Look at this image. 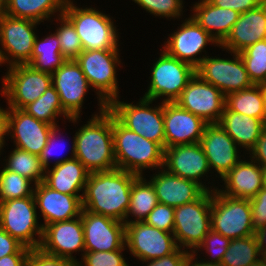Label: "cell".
<instances>
[{
	"label": "cell",
	"instance_id": "cell-1",
	"mask_svg": "<svg viewBox=\"0 0 266 266\" xmlns=\"http://www.w3.org/2000/svg\"><path fill=\"white\" fill-rule=\"evenodd\" d=\"M138 177L119 168L89 173L82 198L83 209L126 223L131 187Z\"/></svg>",
	"mask_w": 266,
	"mask_h": 266
},
{
	"label": "cell",
	"instance_id": "cell-2",
	"mask_svg": "<svg viewBox=\"0 0 266 266\" xmlns=\"http://www.w3.org/2000/svg\"><path fill=\"white\" fill-rule=\"evenodd\" d=\"M75 158L89 173L117 168L113 145L112 113L92 116L75 134Z\"/></svg>",
	"mask_w": 266,
	"mask_h": 266
},
{
	"label": "cell",
	"instance_id": "cell-3",
	"mask_svg": "<svg viewBox=\"0 0 266 266\" xmlns=\"http://www.w3.org/2000/svg\"><path fill=\"white\" fill-rule=\"evenodd\" d=\"M117 168L142 176L143 169L163 168L164 148L123 126L112 114Z\"/></svg>",
	"mask_w": 266,
	"mask_h": 266
},
{
	"label": "cell",
	"instance_id": "cell-4",
	"mask_svg": "<svg viewBox=\"0 0 266 266\" xmlns=\"http://www.w3.org/2000/svg\"><path fill=\"white\" fill-rule=\"evenodd\" d=\"M118 52L119 49L84 50L75 59L90 86L96 89L100 113L119 98L116 67L121 62Z\"/></svg>",
	"mask_w": 266,
	"mask_h": 266
},
{
	"label": "cell",
	"instance_id": "cell-5",
	"mask_svg": "<svg viewBox=\"0 0 266 266\" xmlns=\"http://www.w3.org/2000/svg\"><path fill=\"white\" fill-rule=\"evenodd\" d=\"M63 14L72 22L84 50L118 49V35L112 19L95 8H79L67 0Z\"/></svg>",
	"mask_w": 266,
	"mask_h": 266
},
{
	"label": "cell",
	"instance_id": "cell-6",
	"mask_svg": "<svg viewBox=\"0 0 266 266\" xmlns=\"http://www.w3.org/2000/svg\"><path fill=\"white\" fill-rule=\"evenodd\" d=\"M153 100L142 97L138 104L113 100L107 109L127 129L160 144L165 149L163 102L150 107Z\"/></svg>",
	"mask_w": 266,
	"mask_h": 266
},
{
	"label": "cell",
	"instance_id": "cell-7",
	"mask_svg": "<svg viewBox=\"0 0 266 266\" xmlns=\"http://www.w3.org/2000/svg\"><path fill=\"white\" fill-rule=\"evenodd\" d=\"M211 229L230 239L255 235L250 200L211 191Z\"/></svg>",
	"mask_w": 266,
	"mask_h": 266
},
{
	"label": "cell",
	"instance_id": "cell-8",
	"mask_svg": "<svg viewBox=\"0 0 266 266\" xmlns=\"http://www.w3.org/2000/svg\"><path fill=\"white\" fill-rule=\"evenodd\" d=\"M210 230L211 191H205L193 202L174 207L173 235L179 248L188 247L193 253Z\"/></svg>",
	"mask_w": 266,
	"mask_h": 266
},
{
	"label": "cell",
	"instance_id": "cell-9",
	"mask_svg": "<svg viewBox=\"0 0 266 266\" xmlns=\"http://www.w3.org/2000/svg\"><path fill=\"white\" fill-rule=\"evenodd\" d=\"M162 51L153 64L150 85L143 97L155 101L166 96L162 102L173 103L195 75L196 69L189 63L170 56L164 49Z\"/></svg>",
	"mask_w": 266,
	"mask_h": 266
},
{
	"label": "cell",
	"instance_id": "cell-10",
	"mask_svg": "<svg viewBox=\"0 0 266 266\" xmlns=\"http://www.w3.org/2000/svg\"><path fill=\"white\" fill-rule=\"evenodd\" d=\"M36 208L34 195L0 202V227L30 249L39 248L43 236Z\"/></svg>",
	"mask_w": 266,
	"mask_h": 266
},
{
	"label": "cell",
	"instance_id": "cell-11",
	"mask_svg": "<svg viewBox=\"0 0 266 266\" xmlns=\"http://www.w3.org/2000/svg\"><path fill=\"white\" fill-rule=\"evenodd\" d=\"M3 77L1 93L8 100V108L23 109L52 86L50 73L36 70L29 64L10 66Z\"/></svg>",
	"mask_w": 266,
	"mask_h": 266
},
{
	"label": "cell",
	"instance_id": "cell-12",
	"mask_svg": "<svg viewBox=\"0 0 266 266\" xmlns=\"http://www.w3.org/2000/svg\"><path fill=\"white\" fill-rule=\"evenodd\" d=\"M125 246L143 263L168 256L179 248L173 233L159 230L144 221L125 223Z\"/></svg>",
	"mask_w": 266,
	"mask_h": 266
},
{
	"label": "cell",
	"instance_id": "cell-13",
	"mask_svg": "<svg viewBox=\"0 0 266 266\" xmlns=\"http://www.w3.org/2000/svg\"><path fill=\"white\" fill-rule=\"evenodd\" d=\"M226 96L197 73L189 80L175 103L207 124L218 123L225 109Z\"/></svg>",
	"mask_w": 266,
	"mask_h": 266
},
{
	"label": "cell",
	"instance_id": "cell-14",
	"mask_svg": "<svg viewBox=\"0 0 266 266\" xmlns=\"http://www.w3.org/2000/svg\"><path fill=\"white\" fill-rule=\"evenodd\" d=\"M230 53L234 54L233 60L206 56L196 68L197 75L214 85L225 96L254 85L239 53Z\"/></svg>",
	"mask_w": 266,
	"mask_h": 266
},
{
	"label": "cell",
	"instance_id": "cell-15",
	"mask_svg": "<svg viewBox=\"0 0 266 266\" xmlns=\"http://www.w3.org/2000/svg\"><path fill=\"white\" fill-rule=\"evenodd\" d=\"M39 22L31 19L16 18L2 13L0 17V44L9 67L28 64L31 61ZM11 58L13 59H10Z\"/></svg>",
	"mask_w": 266,
	"mask_h": 266
},
{
	"label": "cell",
	"instance_id": "cell-16",
	"mask_svg": "<svg viewBox=\"0 0 266 266\" xmlns=\"http://www.w3.org/2000/svg\"><path fill=\"white\" fill-rule=\"evenodd\" d=\"M85 252L126 249L125 223L82 209Z\"/></svg>",
	"mask_w": 266,
	"mask_h": 266
},
{
	"label": "cell",
	"instance_id": "cell-17",
	"mask_svg": "<svg viewBox=\"0 0 266 266\" xmlns=\"http://www.w3.org/2000/svg\"><path fill=\"white\" fill-rule=\"evenodd\" d=\"M51 76L63 109L75 123L80 118L84 96L90 86L86 76L76 60H66Z\"/></svg>",
	"mask_w": 266,
	"mask_h": 266
},
{
	"label": "cell",
	"instance_id": "cell-18",
	"mask_svg": "<svg viewBox=\"0 0 266 266\" xmlns=\"http://www.w3.org/2000/svg\"><path fill=\"white\" fill-rule=\"evenodd\" d=\"M178 31L171 34L164 43V50L172 57L187 62L195 69L201 64L206 55L197 58L207 43L209 42L219 46L217 41L205 31L191 16L186 18L180 25Z\"/></svg>",
	"mask_w": 266,
	"mask_h": 266
},
{
	"label": "cell",
	"instance_id": "cell-19",
	"mask_svg": "<svg viewBox=\"0 0 266 266\" xmlns=\"http://www.w3.org/2000/svg\"><path fill=\"white\" fill-rule=\"evenodd\" d=\"M7 135L13 138L16 148L40 155L54 126L37 120L22 109L7 108Z\"/></svg>",
	"mask_w": 266,
	"mask_h": 266
},
{
	"label": "cell",
	"instance_id": "cell-20",
	"mask_svg": "<svg viewBox=\"0 0 266 266\" xmlns=\"http://www.w3.org/2000/svg\"><path fill=\"white\" fill-rule=\"evenodd\" d=\"M163 166L167 172L173 175L197 182L206 191L215 190V187L212 190L206 187L199 179L211 171L200 142L165 148Z\"/></svg>",
	"mask_w": 266,
	"mask_h": 266
},
{
	"label": "cell",
	"instance_id": "cell-21",
	"mask_svg": "<svg viewBox=\"0 0 266 266\" xmlns=\"http://www.w3.org/2000/svg\"><path fill=\"white\" fill-rule=\"evenodd\" d=\"M44 252L78 261L74 252H85L84 229L81 216L76 219L48 224L43 228L40 247Z\"/></svg>",
	"mask_w": 266,
	"mask_h": 266
},
{
	"label": "cell",
	"instance_id": "cell-22",
	"mask_svg": "<svg viewBox=\"0 0 266 266\" xmlns=\"http://www.w3.org/2000/svg\"><path fill=\"white\" fill-rule=\"evenodd\" d=\"M165 148L201 141L207 123L175 102L163 103Z\"/></svg>",
	"mask_w": 266,
	"mask_h": 266
},
{
	"label": "cell",
	"instance_id": "cell-23",
	"mask_svg": "<svg viewBox=\"0 0 266 266\" xmlns=\"http://www.w3.org/2000/svg\"><path fill=\"white\" fill-rule=\"evenodd\" d=\"M34 198L36 207L41 210L43 228L48 224L70 220L81 216L82 198L81 195H69L53 190L44 182H40L34 187Z\"/></svg>",
	"mask_w": 266,
	"mask_h": 266
},
{
	"label": "cell",
	"instance_id": "cell-24",
	"mask_svg": "<svg viewBox=\"0 0 266 266\" xmlns=\"http://www.w3.org/2000/svg\"><path fill=\"white\" fill-rule=\"evenodd\" d=\"M200 144L210 169L214 168L222 179L239 161L237 144L218 124H207Z\"/></svg>",
	"mask_w": 266,
	"mask_h": 266
},
{
	"label": "cell",
	"instance_id": "cell-25",
	"mask_svg": "<svg viewBox=\"0 0 266 266\" xmlns=\"http://www.w3.org/2000/svg\"><path fill=\"white\" fill-rule=\"evenodd\" d=\"M266 1L259 7L241 13L226 39L219 45L230 52L239 53L246 47L265 39Z\"/></svg>",
	"mask_w": 266,
	"mask_h": 266
},
{
	"label": "cell",
	"instance_id": "cell-26",
	"mask_svg": "<svg viewBox=\"0 0 266 266\" xmlns=\"http://www.w3.org/2000/svg\"><path fill=\"white\" fill-rule=\"evenodd\" d=\"M72 155L55 161L53 168L45 169L44 183L53 190L69 195L84 193L89 172L75 158V138L72 142ZM79 192V193H78Z\"/></svg>",
	"mask_w": 266,
	"mask_h": 266
},
{
	"label": "cell",
	"instance_id": "cell-27",
	"mask_svg": "<svg viewBox=\"0 0 266 266\" xmlns=\"http://www.w3.org/2000/svg\"><path fill=\"white\" fill-rule=\"evenodd\" d=\"M158 203L177 207L197 200L206 190L197 182L173 175L165 169L150 178Z\"/></svg>",
	"mask_w": 266,
	"mask_h": 266
},
{
	"label": "cell",
	"instance_id": "cell-28",
	"mask_svg": "<svg viewBox=\"0 0 266 266\" xmlns=\"http://www.w3.org/2000/svg\"><path fill=\"white\" fill-rule=\"evenodd\" d=\"M240 160L223 178L225 190L218 191L232 198L251 199L263 188L262 166Z\"/></svg>",
	"mask_w": 266,
	"mask_h": 266
},
{
	"label": "cell",
	"instance_id": "cell-29",
	"mask_svg": "<svg viewBox=\"0 0 266 266\" xmlns=\"http://www.w3.org/2000/svg\"><path fill=\"white\" fill-rule=\"evenodd\" d=\"M193 11L195 12L191 17L207 31L219 45L226 39L240 16L238 11L215 6L208 0H200V2L194 4Z\"/></svg>",
	"mask_w": 266,
	"mask_h": 266
},
{
	"label": "cell",
	"instance_id": "cell-30",
	"mask_svg": "<svg viewBox=\"0 0 266 266\" xmlns=\"http://www.w3.org/2000/svg\"><path fill=\"white\" fill-rule=\"evenodd\" d=\"M218 124L240 147L250 151L265 129L263 121L230 111L226 106Z\"/></svg>",
	"mask_w": 266,
	"mask_h": 266
},
{
	"label": "cell",
	"instance_id": "cell-31",
	"mask_svg": "<svg viewBox=\"0 0 266 266\" xmlns=\"http://www.w3.org/2000/svg\"><path fill=\"white\" fill-rule=\"evenodd\" d=\"M67 0H3V13L16 17L44 22L55 12L63 14Z\"/></svg>",
	"mask_w": 266,
	"mask_h": 266
},
{
	"label": "cell",
	"instance_id": "cell-32",
	"mask_svg": "<svg viewBox=\"0 0 266 266\" xmlns=\"http://www.w3.org/2000/svg\"><path fill=\"white\" fill-rule=\"evenodd\" d=\"M37 37L28 64L36 70L53 74L66 61L61 54L59 39L55 32L41 40Z\"/></svg>",
	"mask_w": 266,
	"mask_h": 266
},
{
	"label": "cell",
	"instance_id": "cell-33",
	"mask_svg": "<svg viewBox=\"0 0 266 266\" xmlns=\"http://www.w3.org/2000/svg\"><path fill=\"white\" fill-rule=\"evenodd\" d=\"M145 179L146 178L143 179V176H139L133 182L126 219H128L129 214H132V217L134 216L135 220H126V223L144 221L158 204L156 191L152 183Z\"/></svg>",
	"mask_w": 266,
	"mask_h": 266
},
{
	"label": "cell",
	"instance_id": "cell-34",
	"mask_svg": "<svg viewBox=\"0 0 266 266\" xmlns=\"http://www.w3.org/2000/svg\"><path fill=\"white\" fill-rule=\"evenodd\" d=\"M225 106L235 113H241L262 120L265 99L260 85H253L226 96Z\"/></svg>",
	"mask_w": 266,
	"mask_h": 266
},
{
	"label": "cell",
	"instance_id": "cell-35",
	"mask_svg": "<svg viewBox=\"0 0 266 266\" xmlns=\"http://www.w3.org/2000/svg\"><path fill=\"white\" fill-rule=\"evenodd\" d=\"M22 110L37 120L46 122L54 127L58 126L56 117L63 115L69 121L72 119L63 109L59 94L50 86L37 100L26 105Z\"/></svg>",
	"mask_w": 266,
	"mask_h": 266
},
{
	"label": "cell",
	"instance_id": "cell-36",
	"mask_svg": "<svg viewBox=\"0 0 266 266\" xmlns=\"http://www.w3.org/2000/svg\"><path fill=\"white\" fill-rule=\"evenodd\" d=\"M261 259L258 241L256 236L252 235L231 239L221 264L223 266H252Z\"/></svg>",
	"mask_w": 266,
	"mask_h": 266
},
{
	"label": "cell",
	"instance_id": "cell-37",
	"mask_svg": "<svg viewBox=\"0 0 266 266\" xmlns=\"http://www.w3.org/2000/svg\"><path fill=\"white\" fill-rule=\"evenodd\" d=\"M4 167L31 180L34 185L44 181L45 168L42 166L39 156L27 151L14 148Z\"/></svg>",
	"mask_w": 266,
	"mask_h": 266
},
{
	"label": "cell",
	"instance_id": "cell-38",
	"mask_svg": "<svg viewBox=\"0 0 266 266\" xmlns=\"http://www.w3.org/2000/svg\"><path fill=\"white\" fill-rule=\"evenodd\" d=\"M254 85L266 82V40H261L239 52Z\"/></svg>",
	"mask_w": 266,
	"mask_h": 266
},
{
	"label": "cell",
	"instance_id": "cell-39",
	"mask_svg": "<svg viewBox=\"0 0 266 266\" xmlns=\"http://www.w3.org/2000/svg\"><path fill=\"white\" fill-rule=\"evenodd\" d=\"M31 182V180L4 167L0 170V202L33 196L34 189L30 187Z\"/></svg>",
	"mask_w": 266,
	"mask_h": 266
},
{
	"label": "cell",
	"instance_id": "cell-40",
	"mask_svg": "<svg viewBox=\"0 0 266 266\" xmlns=\"http://www.w3.org/2000/svg\"><path fill=\"white\" fill-rule=\"evenodd\" d=\"M58 18L61 25L55 32L59 39L61 54L66 60H75L83 51L79 35L72 22L64 14Z\"/></svg>",
	"mask_w": 266,
	"mask_h": 266
},
{
	"label": "cell",
	"instance_id": "cell-41",
	"mask_svg": "<svg viewBox=\"0 0 266 266\" xmlns=\"http://www.w3.org/2000/svg\"><path fill=\"white\" fill-rule=\"evenodd\" d=\"M150 14L166 18H179L183 11L182 0H133Z\"/></svg>",
	"mask_w": 266,
	"mask_h": 266
},
{
	"label": "cell",
	"instance_id": "cell-42",
	"mask_svg": "<svg viewBox=\"0 0 266 266\" xmlns=\"http://www.w3.org/2000/svg\"><path fill=\"white\" fill-rule=\"evenodd\" d=\"M231 239L227 238L220 233L213 231L212 229L204 237L203 242L197 247L193 253L196 255V251L203 249L207 253L212 254L211 261H203L204 263H221L224 254L226 253ZM213 257V258H212Z\"/></svg>",
	"mask_w": 266,
	"mask_h": 266
},
{
	"label": "cell",
	"instance_id": "cell-43",
	"mask_svg": "<svg viewBox=\"0 0 266 266\" xmlns=\"http://www.w3.org/2000/svg\"><path fill=\"white\" fill-rule=\"evenodd\" d=\"M122 250L84 252L82 255L84 266H129L125 261ZM79 261V266H83Z\"/></svg>",
	"mask_w": 266,
	"mask_h": 266
},
{
	"label": "cell",
	"instance_id": "cell-44",
	"mask_svg": "<svg viewBox=\"0 0 266 266\" xmlns=\"http://www.w3.org/2000/svg\"><path fill=\"white\" fill-rule=\"evenodd\" d=\"M144 222L159 230L173 233L174 207L158 203L145 218Z\"/></svg>",
	"mask_w": 266,
	"mask_h": 266
},
{
	"label": "cell",
	"instance_id": "cell-45",
	"mask_svg": "<svg viewBox=\"0 0 266 266\" xmlns=\"http://www.w3.org/2000/svg\"><path fill=\"white\" fill-rule=\"evenodd\" d=\"M26 266H79V262L46 253L41 248H33L27 257Z\"/></svg>",
	"mask_w": 266,
	"mask_h": 266
},
{
	"label": "cell",
	"instance_id": "cell-46",
	"mask_svg": "<svg viewBox=\"0 0 266 266\" xmlns=\"http://www.w3.org/2000/svg\"><path fill=\"white\" fill-rule=\"evenodd\" d=\"M250 200L254 231L266 227V189L262 188Z\"/></svg>",
	"mask_w": 266,
	"mask_h": 266
},
{
	"label": "cell",
	"instance_id": "cell-47",
	"mask_svg": "<svg viewBox=\"0 0 266 266\" xmlns=\"http://www.w3.org/2000/svg\"><path fill=\"white\" fill-rule=\"evenodd\" d=\"M30 250L0 227V258L12 254H29Z\"/></svg>",
	"mask_w": 266,
	"mask_h": 266
},
{
	"label": "cell",
	"instance_id": "cell-48",
	"mask_svg": "<svg viewBox=\"0 0 266 266\" xmlns=\"http://www.w3.org/2000/svg\"><path fill=\"white\" fill-rule=\"evenodd\" d=\"M208 1L215 6L236 10L241 14L248 10H253L259 7L266 0H208Z\"/></svg>",
	"mask_w": 266,
	"mask_h": 266
},
{
	"label": "cell",
	"instance_id": "cell-49",
	"mask_svg": "<svg viewBox=\"0 0 266 266\" xmlns=\"http://www.w3.org/2000/svg\"><path fill=\"white\" fill-rule=\"evenodd\" d=\"M191 252L178 248L174 253L159 259L149 260L147 266H185Z\"/></svg>",
	"mask_w": 266,
	"mask_h": 266
},
{
	"label": "cell",
	"instance_id": "cell-50",
	"mask_svg": "<svg viewBox=\"0 0 266 266\" xmlns=\"http://www.w3.org/2000/svg\"><path fill=\"white\" fill-rule=\"evenodd\" d=\"M58 127L59 126H56V127H54L52 130H51V132H50V134H49V137H48V141H47V144H46V146L42 149V152H41V154L39 155V158H40V161H41V164H42V166L45 168V169H47V168H49L50 166V157H51V155L53 154V149H54V145L56 144L55 143V141L57 140L58 141V139H56V138H58V136H57V134H58V132H59V129H58ZM56 141V142H57ZM56 147V146H55ZM55 154V153H54Z\"/></svg>",
	"mask_w": 266,
	"mask_h": 266
},
{
	"label": "cell",
	"instance_id": "cell-51",
	"mask_svg": "<svg viewBox=\"0 0 266 266\" xmlns=\"http://www.w3.org/2000/svg\"><path fill=\"white\" fill-rule=\"evenodd\" d=\"M255 162L260 166H266V128L256 142L255 147L249 153Z\"/></svg>",
	"mask_w": 266,
	"mask_h": 266
},
{
	"label": "cell",
	"instance_id": "cell-52",
	"mask_svg": "<svg viewBox=\"0 0 266 266\" xmlns=\"http://www.w3.org/2000/svg\"><path fill=\"white\" fill-rule=\"evenodd\" d=\"M29 254H12L0 258V266H26Z\"/></svg>",
	"mask_w": 266,
	"mask_h": 266
},
{
	"label": "cell",
	"instance_id": "cell-53",
	"mask_svg": "<svg viewBox=\"0 0 266 266\" xmlns=\"http://www.w3.org/2000/svg\"><path fill=\"white\" fill-rule=\"evenodd\" d=\"M7 128H8V116H7V110L0 107V144L4 146V139L7 134Z\"/></svg>",
	"mask_w": 266,
	"mask_h": 266
},
{
	"label": "cell",
	"instance_id": "cell-54",
	"mask_svg": "<svg viewBox=\"0 0 266 266\" xmlns=\"http://www.w3.org/2000/svg\"><path fill=\"white\" fill-rule=\"evenodd\" d=\"M255 236L258 241L261 257L264 259L266 257V227L260 228L255 231Z\"/></svg>",
	"mask_w": 266,
	"mask_h": 266
},
{
	"label": "cell",
	"instance_id": "cell-55",
	"mask_svg": "<svg viewBox=\"0 0 266 266\" xmlns=\"http://www.w3.org/2000/svg\"><path fill=\"white\" fill-rule=\"evenodd\" d=\"M194 257H196L195 254L191 253L185 266H223L221 263H204L202 261H195V259L197 260L198 258Z\"/></svg>",
	"mask_w": 266,
	"mask_h": 266
},
{
	"label": "cell",
	"instance_id": "cell-56",
	"mask_svg": "<svg viewBox=\"0 0 266 266\" xmlns=\"http://www.w3.org/2000/svg\"><path fill=\"white\" fill-rule=\"evenodd\" d=\"M263 173V188L266 189V166H262Z\"/></svg>",
	"mask_w": 266,
	"mask_h": 266
},
{
	"label": "cell",
	"instance_id": "cell-57",
	"mask_svg": "<svg viewBox=\"0 0 266 266\" xmlns=\"http://www.w3.org/2000/svg\"><path fill=\"white\" fill-rule=\"evenodd\" d=\"M259 85H260V88H261V90L263 92L264 99H265V102H266V82H263V83H261Z\"/></svg>",
	"mask_w": 266,
	"mask_h": 266
},
{
	"label": "cell",
	"instance_id": "cell-58",
	"mask_svg": "<svg viewBox=\"0 0 266 266\" xmlns=\"http://www.w3.org/2000/svg\"><path fill=\"white\" fill-rule=\"evenodd\" d=\"M7 63L3 51L0 49V65Z\"/></svg>",
	"mask_w": 266,
	"mask_h": 266
},
{
	"label": "cell",
	"instance_id": "cell-59",
	"mask_svg": "<svg viewBox=\"0 0 266 266\" xmlns=\"http://www.w3.org/2000/svg\"><path fill=\"white\" fill-rule=\"evenodd\" d=\"M252 266H266V261L262 258L259 262Z\"/></svg>",
	"mask_w": 266,
	"mask_h": 266
},
{
	"label": "cell",
	"instance_id": "cell-60",
	"mask_svg": "<svg viewBox=\"0 0 266 266\" xmlns=\"http://www.w3.org/2000/svg\"><path fill=\"white\" fill-rule=\"evenodd\" d=\"M262 121H263L264 127L266 128V102H265V109H264V115H263Z\"/></svg>",
	"mask_w": 266,
	"mask_h": 266
},
{
	"label": "cell",
	"instance_id": "cell-61",
	"mask_svg": "<svg viewBox=\"0 0 266 266\" xmlns=\"http://www.w3.org/2000/svg\"><path fill=\"white\" fill-rule=\"evenodd\" d=\"M3 13V0H0V17Z\"/></svg>",
	"mask_w": 266,
	"mask_h": 266
},
{
	"label": "cell",
	"instance_id": "cell-62",
	"mask_svg": "<svg viewBox=\"0 0 266 266\" xmlns=\"http://www.w3.org/2000/svg\"><path fill=\"white\" fill-rule=\"evenodd\" d=\"M2 148H3V145L0 144V152H1V149H2ZM0 155H1V153H0Z\"/></svg>",
	"mask_w": 266,
	"mask_h": 266
}]
</instances>
